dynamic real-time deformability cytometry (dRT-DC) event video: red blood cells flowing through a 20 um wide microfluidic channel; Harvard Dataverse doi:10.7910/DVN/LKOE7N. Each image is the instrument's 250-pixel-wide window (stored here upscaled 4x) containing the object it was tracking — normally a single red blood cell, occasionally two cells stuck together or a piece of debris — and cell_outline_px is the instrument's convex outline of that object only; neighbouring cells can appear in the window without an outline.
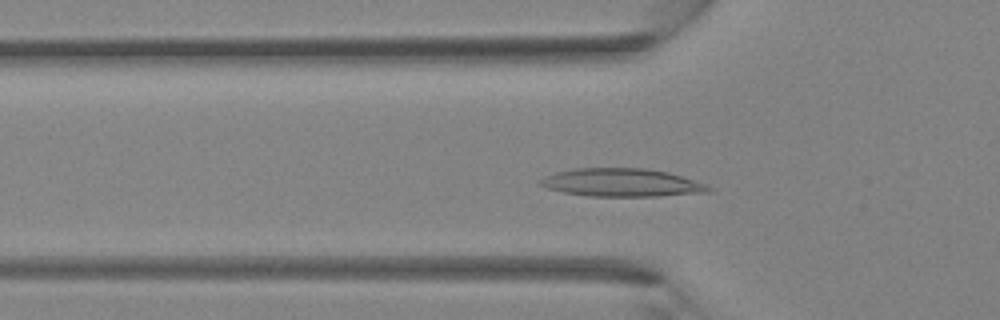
{"species": "Egyptian fruit bat (a non-hibernating species)", "species_latin": "Rousettus aegyptiacus", "temperature_condition": "room temperature", "stored_images_in_passage": 38, "camera_frame_rate_fps": 3000, "um_per_image_px": 0.085, "animal": {"sex": "female"}, "frame": {"image": 1, "passage_image": 10, "time_ms": 3.0, "image_size_px": [1000, 320], "cell_outline_px": [[716, 188], [712, 192], [660, 196], [588, 196], [564, 192], [548, 188], [540, 184], [540, 180], [544, 176], [556, 172], [576, 168], [648, 168], [668, 172]], "centroid_in_image_um": [52.89, 15.52], "position_along_channel_um": 72.9, "area_um2": 27.51}}
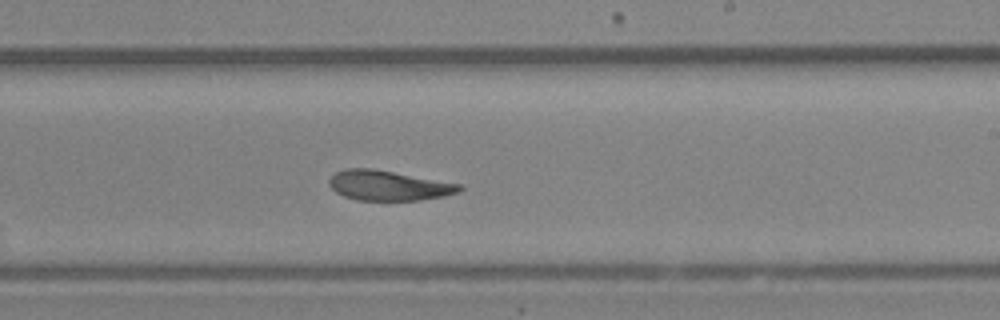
{"frame": {"image": 2, "passage_image": 21, "time_ms": 6.667, "image_size_px": [1000, 320], "cell_outline_px": [[464, 188], [460, 192], [444, 196], [420, 200], [356, 200], [344, 196], [336, 192], [328, 184], [328, 180], [336, 172], [344, 168], [372, 168], [460, 184]], "centroid_in_image_um": [33.01, 15.77], "position_along_channel_um": 256.0, "area_um2": 22.72}}
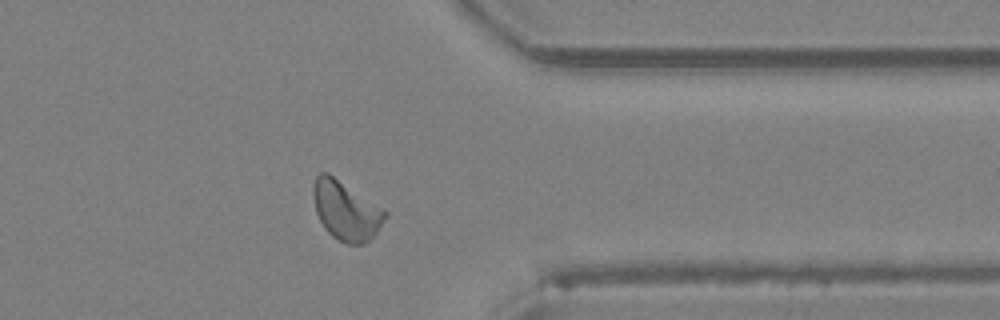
{"frame": {"image": 3, "passage_image": 29, "time_ms": 9.333, "image_size_px": [1000, 320], "cell_outline_px": [[388, 216], [376, 232], [364, 244], [348, 244], [332, 236], [324, 228], [316, 212], [312, 196], [312, 184], [316, 176], [320, 172], [328, 172], [388, 212]], "centroid_in_image_um": [29.37, 17.88], "position_along_channel_um": 382.0, "area_um2": 24.62}}